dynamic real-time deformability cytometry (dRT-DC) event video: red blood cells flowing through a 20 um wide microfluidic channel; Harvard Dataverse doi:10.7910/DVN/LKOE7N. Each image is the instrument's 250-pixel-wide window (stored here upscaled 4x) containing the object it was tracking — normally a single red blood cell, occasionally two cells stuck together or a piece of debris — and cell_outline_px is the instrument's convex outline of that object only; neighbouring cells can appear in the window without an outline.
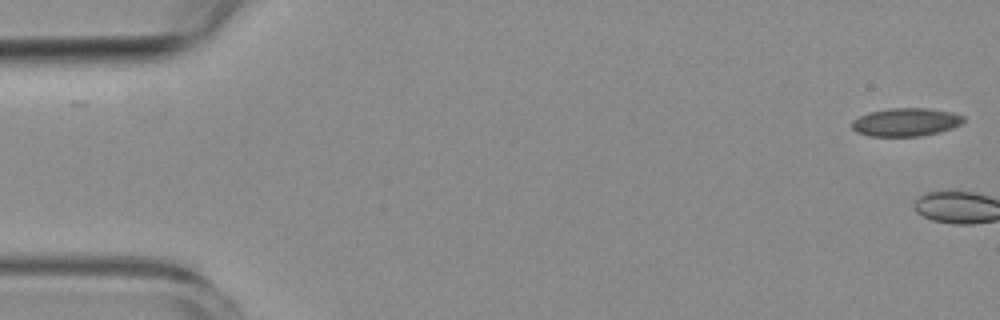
{"species": "common noctule bat (a hibernating species)", "species_latin": "Nyctalus noctula", "temperature_condition": "room temperature", "stored_images_in_passage": 6, "camera_frame_rate_fps": 3000, "um_per_image_px": 0.085, "animal": {"sex": "female", "body_mass_g": 19.3, "forearm_length_mm": 54.1}, "frame": {"image": 1, "passage_image": 1, "time_ms": 0.0, "image_size_px": [1000, 320], "cell_outline_px": [[964, 120], [960, 124], [952, 128], [940, 132], [920, 136], [868, 136], [856, 132], [852, 128], [852, 120], [868, 112], [888, 108], [928, 108], [952, 112], [964, 116]], "centroid_in_image_um": [76.98, 10.38], "position_along_channel_um": 8.0, "area_um2": 18.44}}